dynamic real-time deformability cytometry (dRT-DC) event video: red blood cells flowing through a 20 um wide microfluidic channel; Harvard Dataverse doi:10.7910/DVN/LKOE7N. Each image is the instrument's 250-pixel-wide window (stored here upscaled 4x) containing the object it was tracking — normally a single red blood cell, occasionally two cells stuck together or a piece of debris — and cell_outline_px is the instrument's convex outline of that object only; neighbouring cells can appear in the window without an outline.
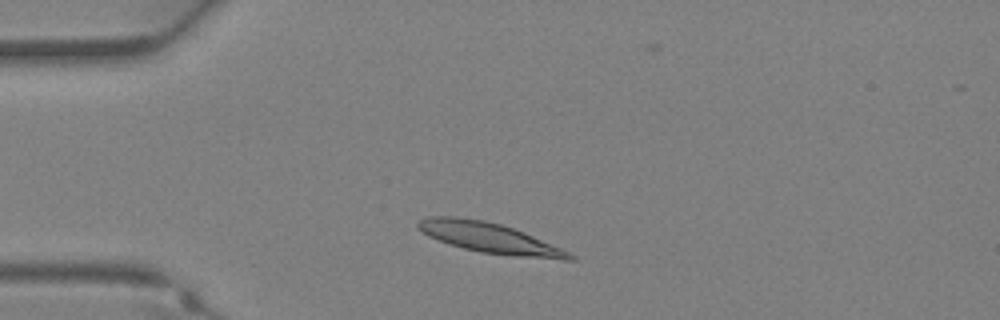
{"species": "Egyptian fruit bat (a non-hibernating species)", "species_latin": "Rousettus aegyptiacus", "temperature_condition": "warm", "stored_images_in_passage": 31, "camera_frame_rate_fps": 3000, "um_per_image_px": 0.085, "animal": {"sex": "female"}, "frame": {"image": 1, "passage_image": 3, "time_ms": 0.667, "image_size_px": [1000, 320], "cell_outline_px": [[576, 260], [564, 260], [516, 256], [480, 252], [448, 244], [428, 236], [416, 228], [416, 220], [428, 216], [456, 216], [484, 220], [500, 224], [524, 232], [560, 248], [576, 256]], "centroid_in_image_um": [41.54, 20.21], "position_along_channel_um": 43.5, "area_um2": 26.76}}
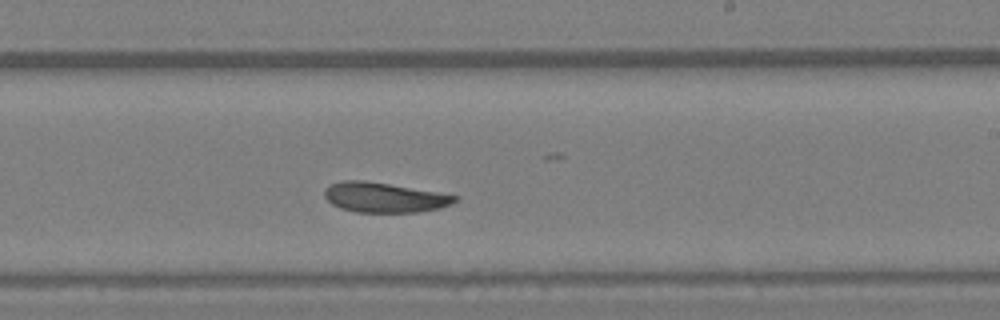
{"frame": {"image": 2, "passage_image": 16, "time_ms": 5.0, "image_size_px": [1000, 320], "cell_outline_px": [[460, 200], [452, 204], [440, 208], [416, 212], [356, 212], [340, 208], [332, 204], [324, 196], [324, 188], [328, 184], [340, 180], [364, 180], [460, 196]], "centroid_in_image_um": [32.64, 16.78], "position_along_channel_um": 256.4, "area_um2": 22.83}}
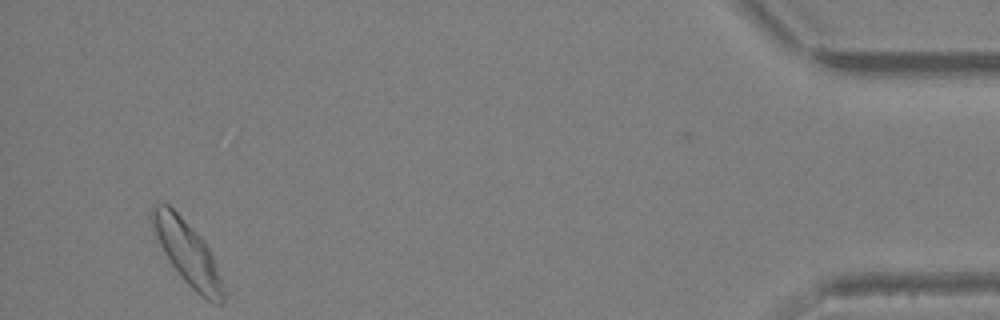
{"frame": {"image": 3, "passage_image": 29, "time_ms": 9.333, "image_size_px": [1000, 320], "cell_outline_px": [[224, 300], [220, 304], [212, 304], [200, 296], [184, 280], [172, 264], [164, 252], [156, 236], [148, 216], [148, 212], [152, 204], [168, 204], [204, 240], [212, 252], [224, 284]], "centroid_in_image_um": [15.94, 21.5], "position_along_channel_um": 419.3, "area_um2": 26.47}}